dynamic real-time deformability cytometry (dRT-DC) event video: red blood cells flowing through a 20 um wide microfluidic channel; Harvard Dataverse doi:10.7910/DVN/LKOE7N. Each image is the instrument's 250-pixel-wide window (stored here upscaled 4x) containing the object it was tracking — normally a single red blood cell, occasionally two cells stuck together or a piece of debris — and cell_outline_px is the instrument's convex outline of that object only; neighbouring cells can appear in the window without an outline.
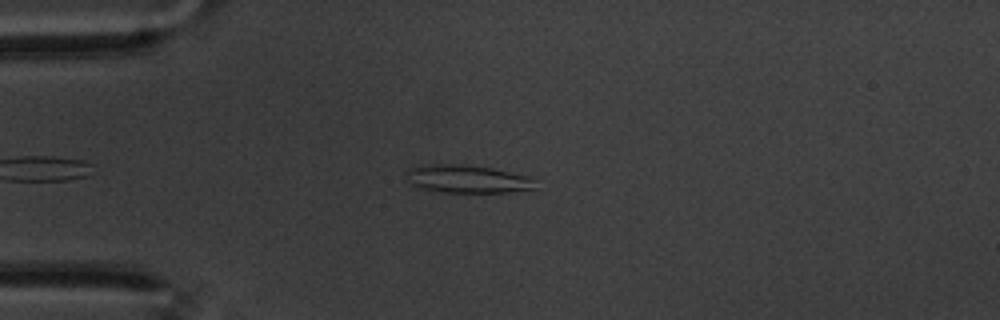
{"species": "common noctule bat (a hibernating species)", "species_latin": "Nyctalus noctula", "temperature_condition": "warm", "stored_images_in_passage": 48, "camera_frame_rate_fps": 3000, "um_per_image_px": 0.085, "animal": {"sex": "male", "body_mass_g": 20.1, "forearm_length_mm": 53.5}, "frame": {"image": 1, "passage_image": 9, "time_ms": 2.667, "image_size_px": [1000, 320], "cell_outline_px": [[536, 180], [532, 188], [508, 192], [440, 192], [424, 188], [412, 184], [408, 180], [408, 168], [424, 164], [464, 164], [492, 168], [532, 176]], "centroid_in_image_um": [39.75, 15.19], "position_along_channel_um": 45.3, "area_um2": 20.92}}
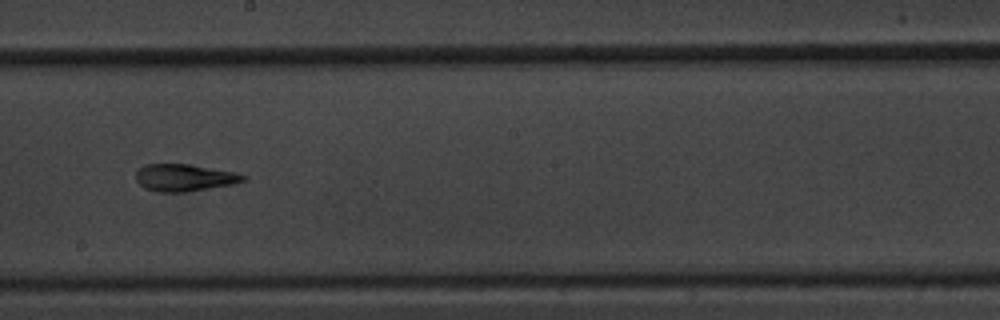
{"frame": {"image": 2, "passage_image": 27, "time_ms": 8.667, "image_size_px": [1000, 320], "cell_outline_px": [[248, 180], [232, 184], [184, 192], [160, 192], [144, 188], [136, 180], [136, 172], [144, 164], [188, 164], [232, 172], [248, 176]], "centroid_in_image_um": [15.65, 15.1], "position_along_channel_um": 232.5, "area_um2": 16.76}}
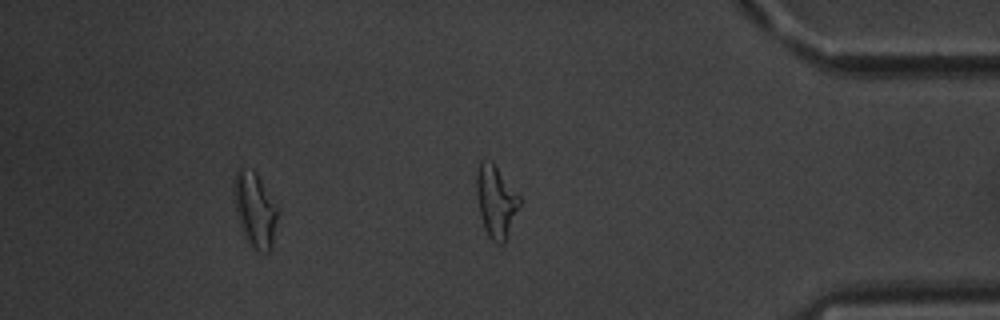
{"frame": {"image": 3, "passage_image": 43, "time_ms": 14.0, "image_size_px": [1000, 320], "cell_outline_px": [[280, 212], [272, 248], [268, 252], [256, 252], [252, 248], [244, 236], [240, 228], [236, 212], [232, 188], [232, 180], [236, 172], [240, 168], [256, 172], [280, 208]], "centroid_in_image_um": [21.7, 17.86], "position_along_channel_um": 413.5, "area_um2": 19.83}, "authors_computed_cell_mechanics": {"area_um2": 17.3689, "velocity_mm_per_s": 3.4579, "shape_relaxation_time_tau1_ms": null, "shape_relaxation_time_tau2_ms": 2.7604, "deformation_change_tau1": null, "deformation_change_tau2": 0.1196}}